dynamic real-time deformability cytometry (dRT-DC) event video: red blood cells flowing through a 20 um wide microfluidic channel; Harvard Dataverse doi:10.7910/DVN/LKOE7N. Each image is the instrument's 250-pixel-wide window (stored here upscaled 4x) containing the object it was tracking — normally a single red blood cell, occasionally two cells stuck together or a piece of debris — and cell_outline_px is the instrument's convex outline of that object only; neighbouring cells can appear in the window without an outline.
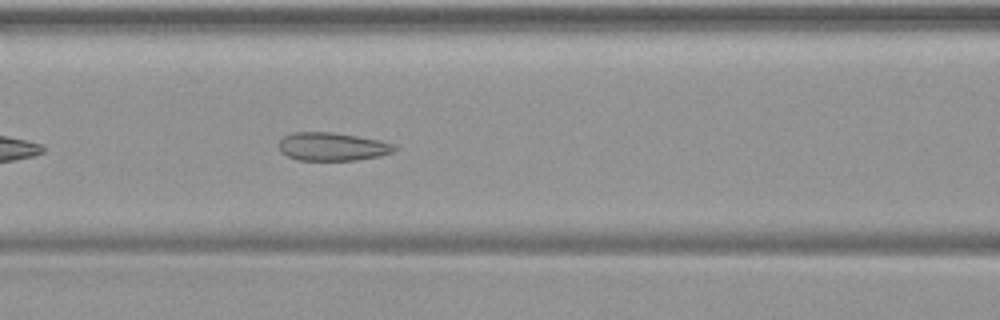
{"species": "common noctule bat (a hibernating species)", "species_latin": "Nyctalus noctula", "temperature_condition": "warm", "stored_images_in_passage": 36, "camera_frame_rate_fps": 3000, "um_per_image_px": 0.085, "animal": {"sex": "female", "body_mass_g": 19.9}, "frame": {"image": 1, "passage_image": 8, "time_ms": 2.333, "image_size_px": [1000, 320], "cell_outline_px": [[396, 148], [392, 152], [380, 156], [356, 160], [296, 160], [280, 152], [280, 140], [284, 136], [292, 132], [332, 132], [380, 140], [396, 144]], "centroid_in_image_um": [28.25, 12.46], "position_along_channel_um": 138.4, "area_um2": 19.02}}
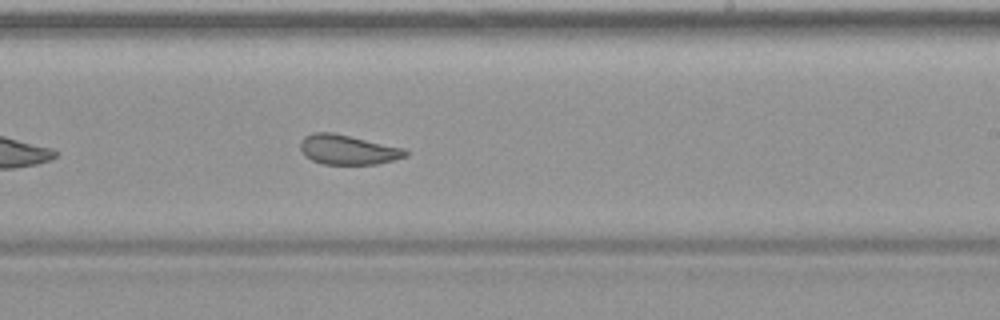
{"frame": {"image": 2, "passage_image": 17, "time_ms": 5.333, "image_size_px": [1000, 320], "cell_outline_px": [[408, 156], [376, 164], [324, 164], [312, 160], [304, 156], [300, 148], [300, 140], [304, 136], [312, 132], [332, 132], [404, 148], [408, 152]], "centroid_in_image_um": [29.53, 12.72], "position_along_channel_um": 259.5, "area_um2": 18.21}}
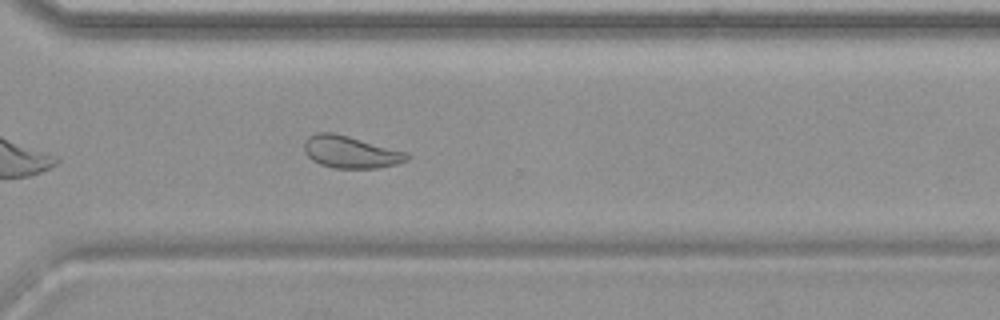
{"frame": {"image": 3, "passage_image": 23, "time_ms": 7.333, "image_size_px": [1000, 320], "cell_outline_px": [[412, 156], [408, 160], [396, 164], [380, 168], [336, 168], [320, 164], [312, 160], [304, 152], [304, 140], [308, 136], [316, 132], [332, 132], [348, 136], [408, 152]], "centroid_in_image_um": [29.81, 12.92], "position_along_channel_um": 340.8, "area_um2": 19.42}}